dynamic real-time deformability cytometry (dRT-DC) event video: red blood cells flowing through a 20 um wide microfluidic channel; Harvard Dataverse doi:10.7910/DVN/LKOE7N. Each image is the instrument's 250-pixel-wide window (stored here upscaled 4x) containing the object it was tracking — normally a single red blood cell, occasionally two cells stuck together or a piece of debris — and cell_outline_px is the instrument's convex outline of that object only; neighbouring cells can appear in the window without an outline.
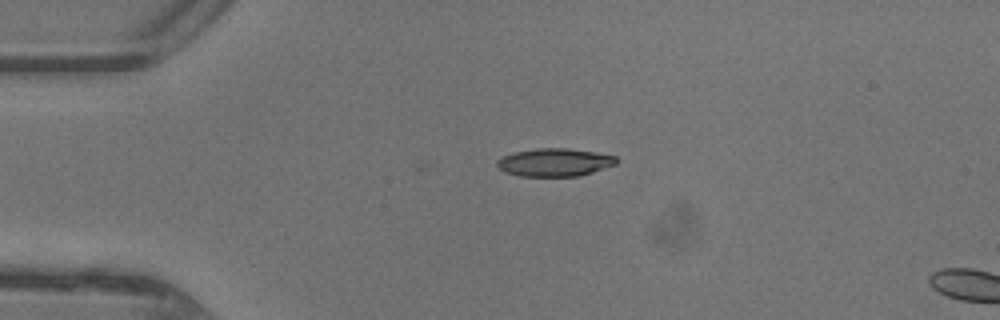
{"species": "common noctule bat (a hibernating species)", "species_latin": "Nyctalus noctula", "temperature_condition": "warm", "stored_images_in_passage": 4, "camera_frame_rate_fps": 3000, "um_per_image_px": 0.085, "animal": {"sex": "female"}, "frame": {"image": 1, "passage_image": 1, "time_ms": 0.0, "image_size_px": [1000, 320], "cell_outline_px": [[620, 160], [616, 164], [592, 172], [576, 176], [520, 176], [504, 172], [496, 164], [496, 160], [512, 152], [536, 148], [568, 148], [596, 152], [616, 156]], "centroid_in_image_um": [47.14, 13.79], "position_along_channel_um": 37.9, "area_um2": 19.54}}